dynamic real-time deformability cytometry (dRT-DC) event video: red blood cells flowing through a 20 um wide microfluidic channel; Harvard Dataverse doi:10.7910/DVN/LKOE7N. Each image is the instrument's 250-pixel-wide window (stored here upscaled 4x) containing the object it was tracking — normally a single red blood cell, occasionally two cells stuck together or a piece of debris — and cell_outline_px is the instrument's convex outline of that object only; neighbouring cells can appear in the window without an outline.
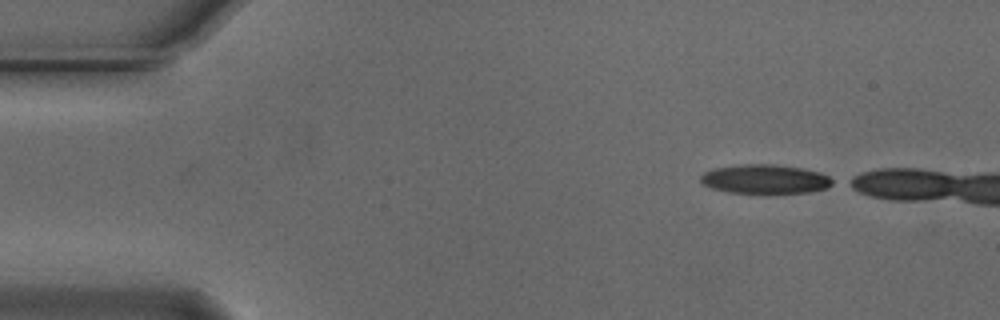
{"species": "Egyptian fruit bat (a non-hibernating species)", "species_latin": "Rousettus aegyptiacus", "temperature_condition": "cold", "stored_images_in_passage": 9, "camera_frame_rate_fps": 3000, "um_per_image_px": 0.085, "animal": {"sex": "male"}, "frame": {"image": 1, "passage_image": 1, "time_ms": 0.0, "image_size_px": [1000, 320], "cell_outline_px": [[836, 184], [828, 188], [808, 192], [768, 196], [764, 196], [728, 192], [712, 188], [704, 184], [700, 180], [700, 176], [704, 172], [716, 168], [740, 164], [776, 164], [800, 168], [820, 172], [836, 180]], "centroid_in_image_um": [65.09, 15.27], "position_along_channel_um": 19.9, "area_um2": 23.47}}